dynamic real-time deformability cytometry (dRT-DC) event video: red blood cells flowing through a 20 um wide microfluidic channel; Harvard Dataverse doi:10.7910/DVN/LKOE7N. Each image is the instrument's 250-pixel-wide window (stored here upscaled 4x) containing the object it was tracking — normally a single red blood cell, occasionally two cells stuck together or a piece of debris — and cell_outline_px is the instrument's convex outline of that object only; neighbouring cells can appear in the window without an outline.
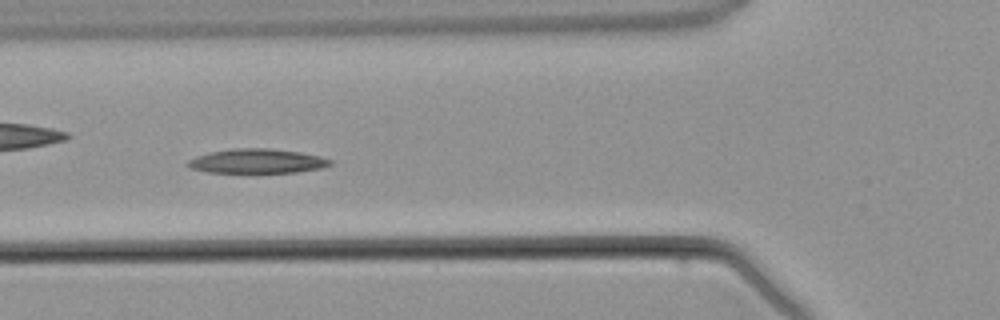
{"species": "common noctule bat (a hibernating species)", "species_latin": "Nyctalus noctula", "temperature_condition": "warm", "stored_images_in_passage": 2, "camera_frame_rate_fps": 3000, "um_per_image_px": 0.085, "animal": {"sex": "male", "body_mass_g": 21.5, "forearm_length_mm": 52.0}, "frame": {"image": 1, "passage_image": 2, "time_ms": 1.0, "image_size_px": [1000, 320], "cell_outline_px": [[332, 164], [320, 168], [296, 172], [208, 172], [188, 168], [184, 164], [188, 160], [196, 156], [208, 152], [232, 148], [268, 148], [300, 152], [320, 156], [332, 160]], "centroid_in_image_um": [21.8, 13.68], "position_along_channel_um": 104.0, "area_um2": 20.29}}